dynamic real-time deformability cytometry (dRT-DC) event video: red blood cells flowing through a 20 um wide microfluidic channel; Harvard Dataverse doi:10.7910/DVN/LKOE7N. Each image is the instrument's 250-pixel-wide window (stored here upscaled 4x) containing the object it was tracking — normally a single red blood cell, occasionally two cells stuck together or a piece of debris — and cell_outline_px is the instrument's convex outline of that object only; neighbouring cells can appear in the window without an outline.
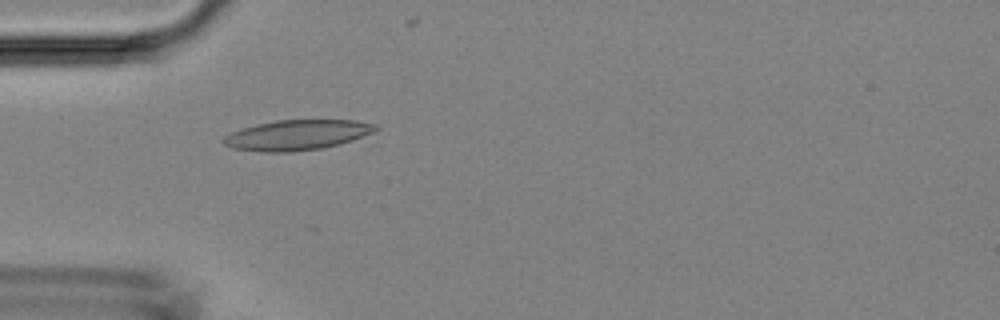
{"species": "Egyptian fruit bat (a non-hibernating species)", "species_latin": "Rousettus aegyptiacus", "temperature_condition": "room temperature", "stored_images_in_passage": 27, "camera_frame_rate_fps": 3000, "um_per_image_px": 0.085, "animal": {"sex": "female"}, "frame": {"image": 1, "passage_image": 15, "time_ms": 4.667, "image_size_px": [1000, 320], "cell_outline_px": [[380, 128], [376, 132], [340, 144], [320, 148], [292, 152], [260, 152], [232, 148], [224, 144], [220, 140], [224, 136], [232, 132], [256, 124], [276, 120], [356, 120], [376, 124]], "centroid_in_image_um": [25.27, 11.47], "position_along_channel_um": 59.7, "area_um2": 26.93}}
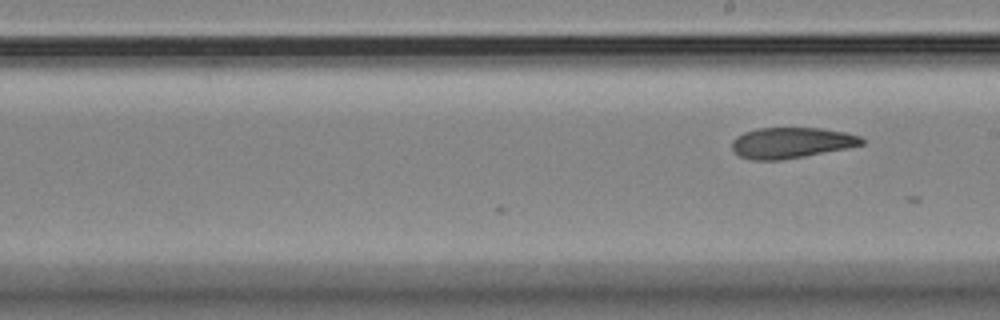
{"frame": {"image": 2, "passage_image": 27, "time_ms": 8.667, "image_size_px": [1000, 320], "cell_outline_px": [[864, 144], [848, 148], [784, 160], [752, 160], [740, 156], [732, 152], [732, 140], [736, 136], [744, 132], [756, 128], [824, 128], [844, 132], [860, 136], [864, 140]], "centroid_in_image_um": [67.24, 12.14], "position_along_channel_um": 221.8, "area_um2": 23.52}}